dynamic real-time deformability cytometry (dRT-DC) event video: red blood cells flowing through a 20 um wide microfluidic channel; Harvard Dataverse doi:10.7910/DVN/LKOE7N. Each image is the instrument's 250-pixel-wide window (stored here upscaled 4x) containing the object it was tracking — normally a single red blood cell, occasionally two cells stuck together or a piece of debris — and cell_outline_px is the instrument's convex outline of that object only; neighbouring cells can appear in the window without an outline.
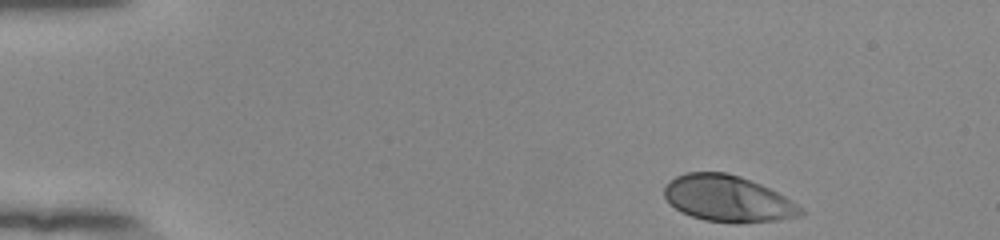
{"species": "human", "species_latin": "Homo sapiens", "temperature_condition": "room temperature", "stored_images_in_passage": 47, "camera_frame_rate_fps": 3000, "um_per_image_px": 0.085, "donor": {"sex": "female"}, "frame": {"image": 1, "passage_image": 1, "time_ms": 0.0, "image_size_px": [1000, 240], "cell_outline_px": [[804, 216], [776, 220], [736, 224], [704, 220], [680, 212], [664, 196], [664, 188], [676, 176], [684, 172], [724, 172], [740, 176], [760, 184], [784, 196], [804, 208]], "centroid_in_image_um": [61.9, 16.9], "position_along_channel_um": 23.1, "area_um2": 36.82}}
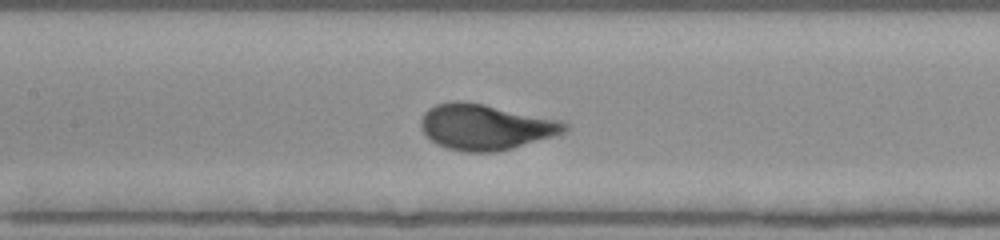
{"frame": {"image": 2, "passage_image": 20, "time_ms": 6.333, "image_size_px": [1000, 240], "cell_outline_px": [[568, 128], [564, 132], [552, 136], [512, 148], [496, 152], [464, 152], [448, 148], [436, 144], [420, 128], [420, 120], [424, 112], [428, 108], [436, 104], [456, 100], [460, 100], [484, 104], [568, 120]], "centroid_in_image_um": [41.3, 10.77], "position_along_channel_um": 166.1, "area_um2": 38.67}}
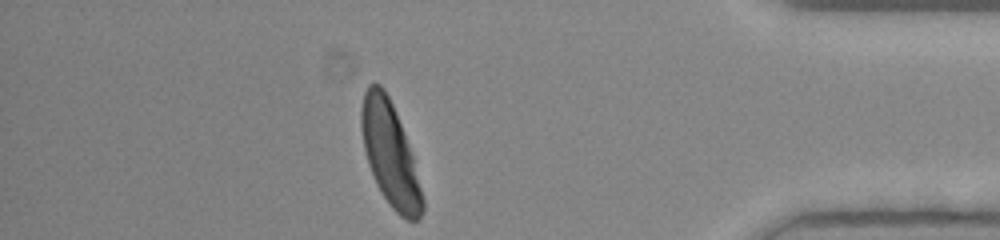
{"frame": {"image": 3, "passage_image": 41, "time_ms": 13.333, "image_size_px": [1000, 240], "cell_outline_px": [[424, 212], [416, 220], [408, 220], [400, 216], [392, 208], [380, 192], [376, 184], [368, 164], [364, 148], [360, 124], [360, 108], [364, 92], [368, 84], [380, 84], [384, 88], [392, 104], [400, 124], [412, 156], [424, 200]], "centroid_in_image_um": [33.12, 13.11], "position_along_channel_um": 402.1, "area_um2": 36.41}, "authors_computed_cell_mechanics": {"area_um2": 36.703, "velocity_mm_per_s": 3.8487, "shape_relaxation_time_tau1_ms": 2.5317, "shape_relaxation_time_tau2_ms": null, "deformation_change_tau1": 0.1877, "deformation_change_tau2": null}}